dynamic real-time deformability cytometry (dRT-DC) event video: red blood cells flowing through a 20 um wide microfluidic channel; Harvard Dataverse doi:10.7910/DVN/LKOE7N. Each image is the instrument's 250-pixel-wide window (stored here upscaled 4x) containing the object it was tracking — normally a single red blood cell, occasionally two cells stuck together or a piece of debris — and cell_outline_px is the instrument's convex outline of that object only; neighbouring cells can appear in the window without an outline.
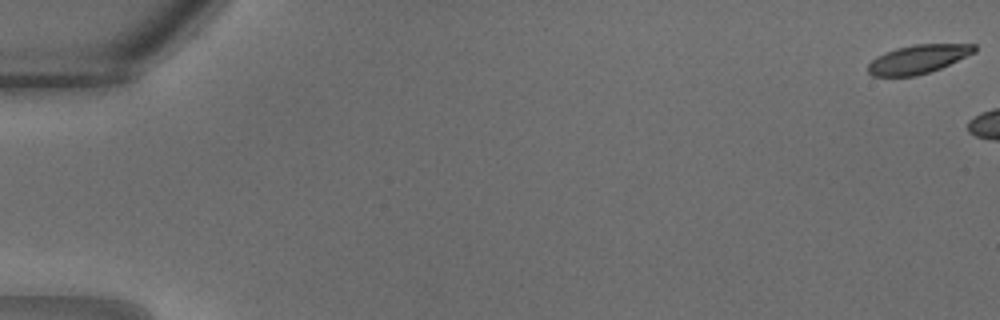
{"species": "common noctule bat (a hibernating species)", "species_latin": "Nyctalus noctula", "temperature_condition": "warm", "stored_images_in_passage": 4, "camera_frame_rate_fps": 3000, "um_per_image_px": 0.085, "animal": {"sex": "male", "body_mass_g": 18.8}, "frame": {"image": 1, "passage_image": 1, "time_ms": 0.0, "image_size_px": [1000, 320], "cell_outline_px": [[976, 52], [940, 68], [916, 76], [872, 76], [868, 72], [868, 64], [876, 56], [884, 52], [896, 48], [916, 44], [976, 44]], "centroid_in_image_um": [78.02, 5.02], "position_along_channel_um": 7.0, "area_um2": 17.74}}